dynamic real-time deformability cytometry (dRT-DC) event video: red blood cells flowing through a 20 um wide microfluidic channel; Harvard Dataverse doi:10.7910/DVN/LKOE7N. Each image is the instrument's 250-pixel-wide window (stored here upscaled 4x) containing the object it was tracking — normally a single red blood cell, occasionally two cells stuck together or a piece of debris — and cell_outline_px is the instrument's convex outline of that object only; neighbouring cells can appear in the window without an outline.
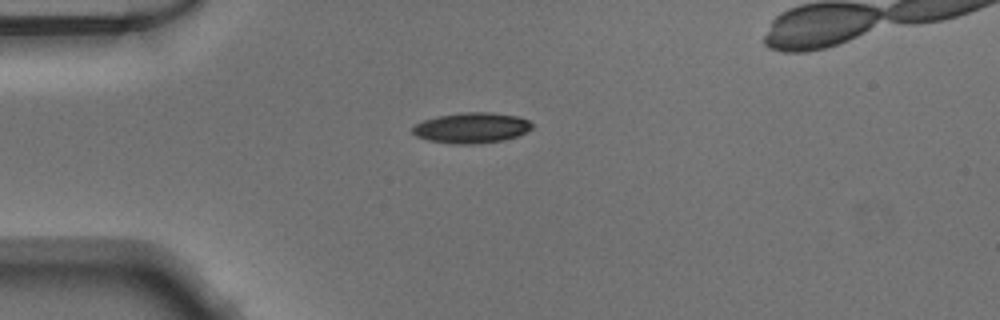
{"species": "Egyptian fruit bat (a non-hibernating species)", "species_latin": "Rousettus aegyptiacus", "temperature_condition": "warm", "stored_images_in_passage": 36, "camera_frame_rate_fps": 3000, "um_per_image_px": 0.085, "animal": {"sex": "male"}, "frame": {"image": 1, "passage_image": 1, "time_ms": 0.0, "image_size_px": [1000, 320], "cell_outline_px": [[532, 128], [516, 136], [504, 140], [476, 144], [452, 144], [428, 140], [416, 136], [412, 132], [412, 128], [416, 124], [424, 120], [436, 116], [464, 112], [492, 112], [516, 116], [528, 120], [532, 124]], "centroid_in_image_um": [40.06, 10.87], "position_along_channel_um": 44.9, "area_um2": 21.21}}
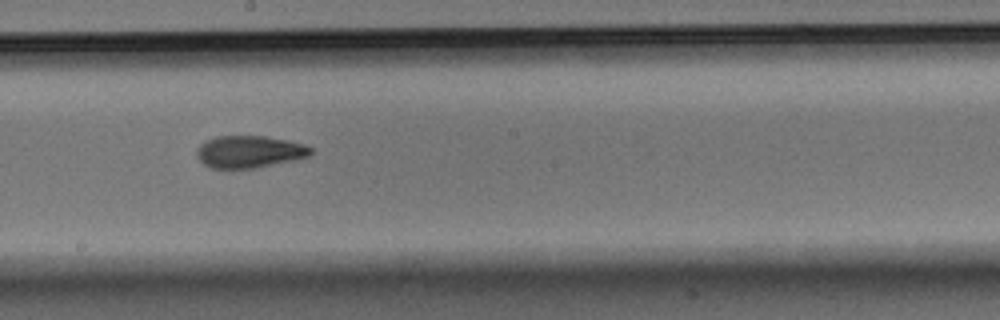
{"frame": {"image": 2, "passage_image": 16, "time_ms": 5.0, "image_size_px": [1000, 320], "cell_outline_px": [[312, 156], [296, 160], [256, 168], [208, 168], [196, 156], [196, 148], [204, 140], [216, 136], [264, 136], [288, 140], [304, 144], [312, 148]], "centroid_in_image_um": [21.2, 12.9], "position_along_channel_um": 227.0, "area_um2": 21.73}}
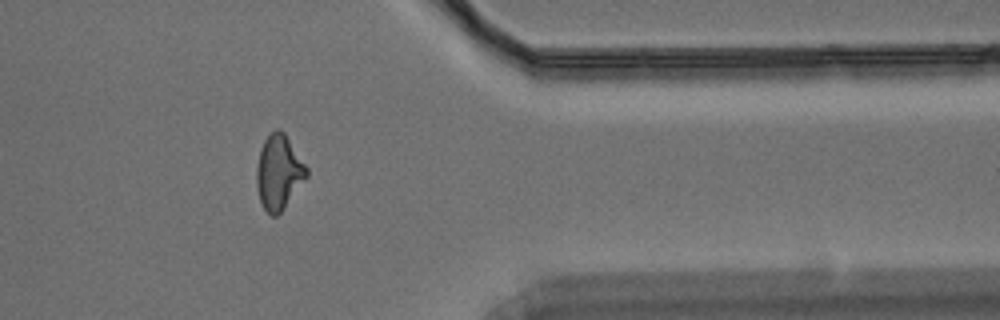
{"frame": {"image": 3, "passage_image": 29, "time_ms": 9.333, "image_size_px": [1000, 320], "cell_outline_px": [[308, 176], [284, 208], [276, 216], [272, 216], [264, 208], [260, 200], [256, 184], [256, 168], [260, 148], [264, 140], [276, 128], [280, 128], [284, 132], [308, 168]], "centroid_in_image_um": [23.69, 14.62], "position_along_channel_um": 387.7, "area_um2": 21.68}}